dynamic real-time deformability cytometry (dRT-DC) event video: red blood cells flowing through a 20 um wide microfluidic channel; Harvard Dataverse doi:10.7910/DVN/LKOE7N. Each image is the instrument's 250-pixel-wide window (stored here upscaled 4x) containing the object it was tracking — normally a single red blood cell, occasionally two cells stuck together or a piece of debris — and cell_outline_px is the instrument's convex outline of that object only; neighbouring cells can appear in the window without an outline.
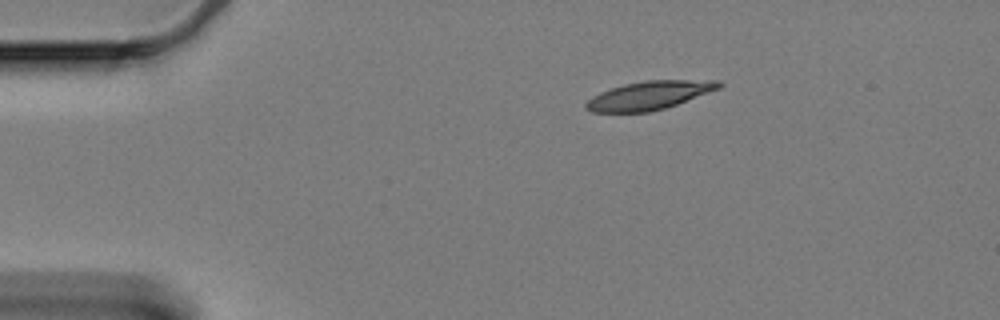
{"species": "Egyptian fruit bat (a non-hibernating species)", "species_latin": "Rousettus aegyptiacus", "temperature_condition": "cold", "stored_images_in_passage": 51, "camera_frame_rate_fps": 3000, "um_per_image_px": 0.085, "animal": {"sex": "female"}, "frame": {"image": 1, "passage_image": 1, "time_ms": 0.0, "image_size_px": [1000, 320], "cell_outline_px": [[724, 84], [720, 88], [676, 104], [664, 108], [648, 112], [592, 112], [584, 108], [584, 104], [592, 96], [600, 92], [624, 84], [644, 80], [720, 80]], "centroid_in_image_um": [55.17, 8.1], "position_along_channel_um": 29.8, "area_um2": 21.96}}
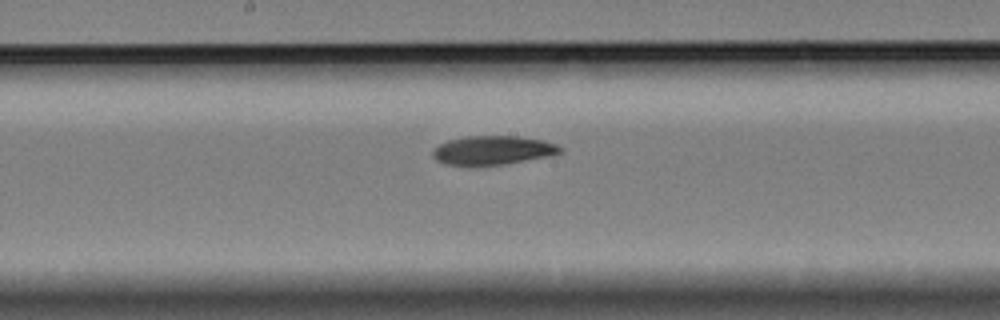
{"frame": {"image": 2, "passage_image": 22, "time_ms": 7.0, "image_size_px": [1000, 320], "cell_outline_px": [[564, 152], [548, 156], [504, 164], [448, 164], [436, 160], [432, 156], [432, 152], [440, 144], [448, 140], [464, 136], [516, 136], [544, 140], [556, 144], [564, 148]], "centroid_in_image_um": [41.94, 12.75], "position_along_channel_um": 206.3, "area_um2": 21.15}}
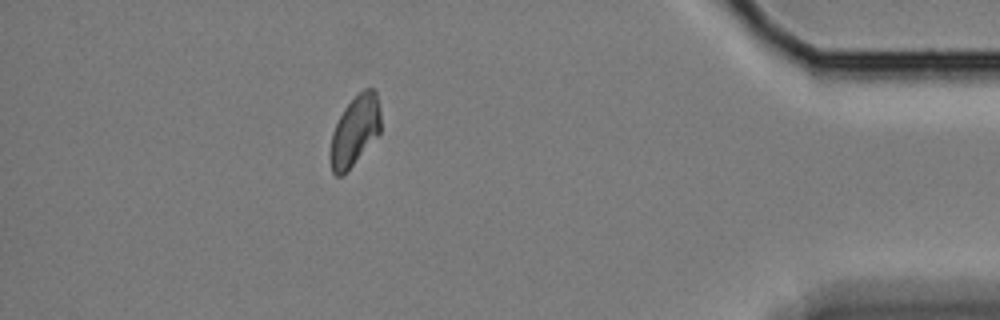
{"frame": {"image": 3, "passage_image": 44, "time_ms": 14.333, "image_size_px": [1000, 320], "cell_outline_px": [[380, 132], [352, 164], [340, 176], [336, 176], [332, 172], [328, 152], [332, 132], [344, 108], [364, 88], [372, 88], [376, 92], [380, 112]], "centroid_in_image_um": [30.13, 11.11], "position_along_channel_um": 405.1, "area_um2": 20.17}}